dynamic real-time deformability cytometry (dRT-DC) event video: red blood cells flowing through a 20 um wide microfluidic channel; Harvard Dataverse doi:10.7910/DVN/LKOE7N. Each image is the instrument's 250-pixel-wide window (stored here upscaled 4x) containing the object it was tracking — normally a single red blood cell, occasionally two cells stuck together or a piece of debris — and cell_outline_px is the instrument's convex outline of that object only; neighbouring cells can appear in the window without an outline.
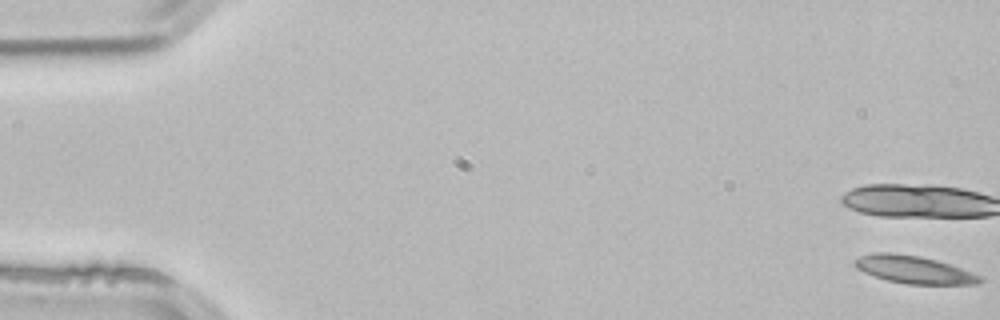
{"species": "common noctule bat (a hibernating species)", "species_latin": "Nyctalus noctula", "temperature_condition": "room temperature", "stored_images_in_passage": 5, "camera_frame_rate_fps": 3000, "um_per_image_px": 0.085, "animal": {"sex": "male", "body_mass_g": 21.5, "forearm_length_mm": 52.0}, "frame": {"image": 1, "passage_image": 1, "time_ms": 0.0, "image_size_px": [1000, 320], "cell_outline_px": [[984, 280], [976, 284], [908, 284], [888, 280], [872, 276], [856, 268], [852, 264], [860, 256], [872, 252], [892, 252], [920, 256], [936, 260], [984, 276]], "centroid_in_image_um": [77.67, 22.91], "position_along_channel_um": 7.3, "area_um2": 20.23}}